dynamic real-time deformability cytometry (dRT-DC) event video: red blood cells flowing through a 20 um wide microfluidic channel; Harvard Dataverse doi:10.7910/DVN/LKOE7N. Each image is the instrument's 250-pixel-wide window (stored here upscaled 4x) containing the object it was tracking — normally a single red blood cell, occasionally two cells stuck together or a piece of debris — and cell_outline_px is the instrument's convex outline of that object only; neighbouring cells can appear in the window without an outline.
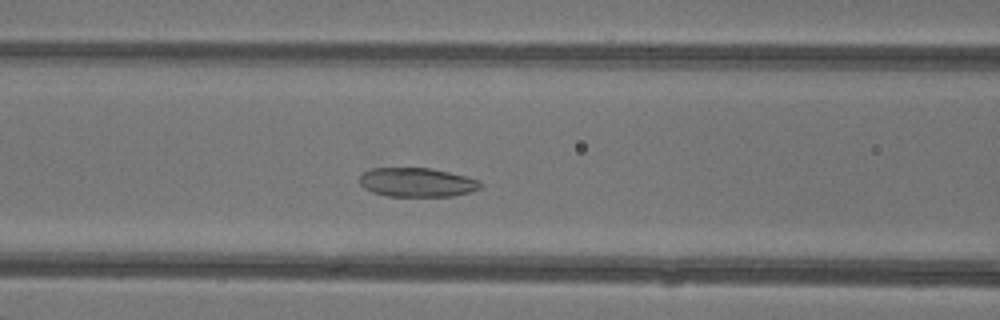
{"species": "common noctule bat (a hibernating species)", "species_latin": "Nyctalus noctula", "temperature_condition": "warm", "stored_images_in_passage": 41, "camera_frame_rate_fps": 3000, "um_per_image_px": 0.085, "animal": {"sex": "female"}, "frame": {"image": 1, "passage_image": 14, "time_ms": 4.333, "image_size_px": [1000, 320], "cell_outline_px": [[484, 184], [480, 188], [468, 192], [452, 196], [388, 196], [372, 192], [364, 188], [360, 184], [360, 176], [364, 172], [372, 168], [428, 168], [448, 172], [480, 180]], "centroid_in_image_um": [35.44, 15.5], "position_along_channel_um": 131.2, "area_um2": 20.35}}
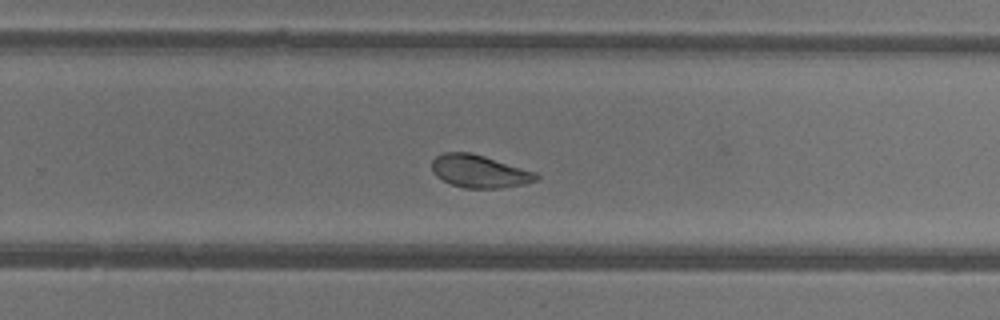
{"frame": {"image": 2, "passage_image": 25, "time_ms": 8.0, "image_size_px": [1000, 320], "cell_outline_px": [[540, 176], [536, 180], [524, 184], [500, 188], [464, 188], [452, 184], [436, 176], [432, 172], [432, 160], [436, 156], [444, 152], [472, 152], [536, 172]], "centroid_in_image_um": [40.74, 14.55], "position_along_channel_um": 289.1, "area_um2": 19.88}}
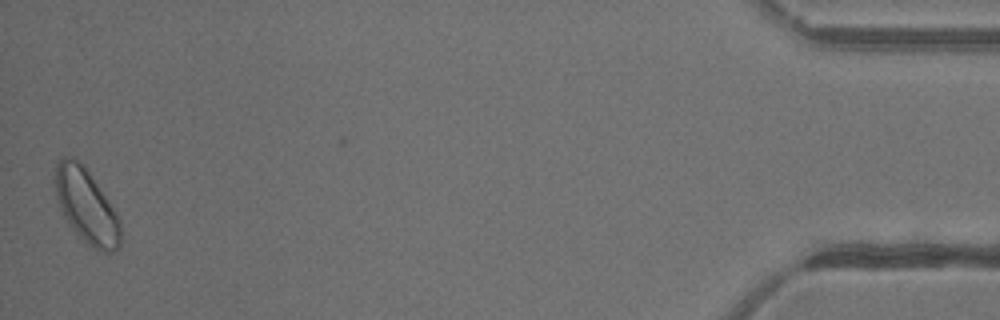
{"frame": {"image": 3, "passage_image": 41, "time_ms": 13.333, "image_size_px": [1000, 320], "cell_outline_px": [[120, 244], [116, 252], [104, 252], [96, 248], [84, 240], [68, 224], [60, 208], [56, 196], [52, 180], [56, 164], [64, 156], [72, 156], [88, 172], [116, 212], [120, 220]], "centroid_in_image_um": [7.3, 17.5], "position_along_channel_um": 427.9, "area_um2": 27.92}, "authors_computed_cell_mechanics": {"area_um2": 21.4438, "velocity_mm_per_s": 4.3245, "shape_relaxation_time_tau1_ms": 7.3291, "shape_relaxation_time_tau2_ms": 2.188, "deformation_change_tau1": 0.1794, "deformation_change_tau2": 0.0735}}